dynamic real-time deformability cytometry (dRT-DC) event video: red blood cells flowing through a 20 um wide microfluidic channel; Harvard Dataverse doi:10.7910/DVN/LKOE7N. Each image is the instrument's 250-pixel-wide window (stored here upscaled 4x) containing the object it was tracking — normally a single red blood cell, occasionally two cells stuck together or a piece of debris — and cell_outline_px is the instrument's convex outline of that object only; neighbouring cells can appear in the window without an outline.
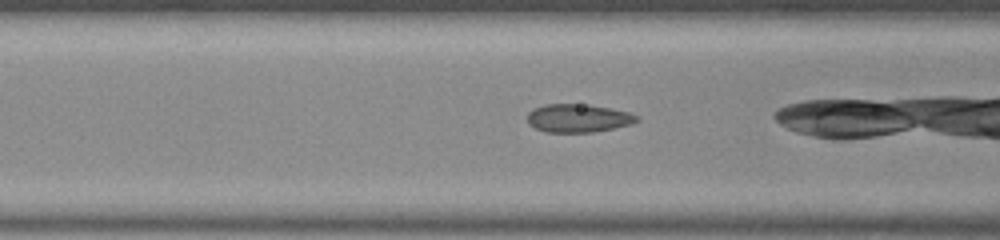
{"species": "common noctule bat (a hibernating species)", "species_latin": "Nyctalus noctula", "temperature_condition": "room temperature", "stored_images_in_passage": 28, "camera_frame_rate_fps": 3000, "um_per_image_px": 0.085, "animal": {"sex": "male", "body_mass_g": 20.0, "forearm_length_mm": 53.3}, "frame": {"image": 1, "passage_image": 7, "time_ms": 2.0, "image_size_px": [1000, 240], "cell_outline_px": [[640, 120], [632, 124], [592, 132], [544, 132], [528, 124], [528, 112], [532, 108], [544, 104], [588, 104], [632, 112], [640, 116]], "centroid_in_image_um": [49.17, 10.03], "position_along_channel_um": 117.4, "area_um2": 18.26}}
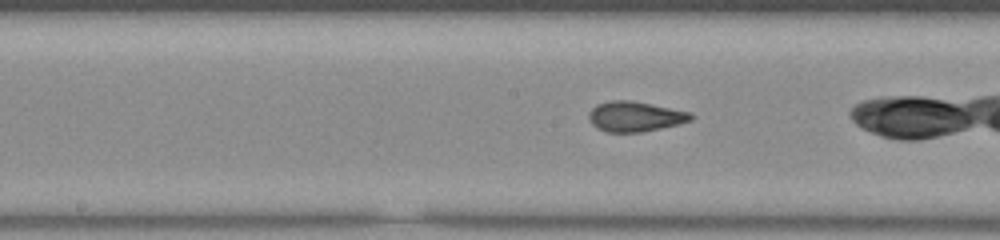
{"frame": {"image": 2, "passage_image": 13, "time_ms": 4.0, "image_size_px": [1000, 240], "cell_outline_px": [[696, 116], [692, 120], [680, 124], [640, 132], [608, 132], [596, 128], [592, 124], [588, 116], [588, 112], [596, 104], [612, 100], [632, 100], [692, 112]], "centroid_in_image_um": [54.01, 9.89], "position_along_channel_um": 194.2, "area_um2": 18.15}}
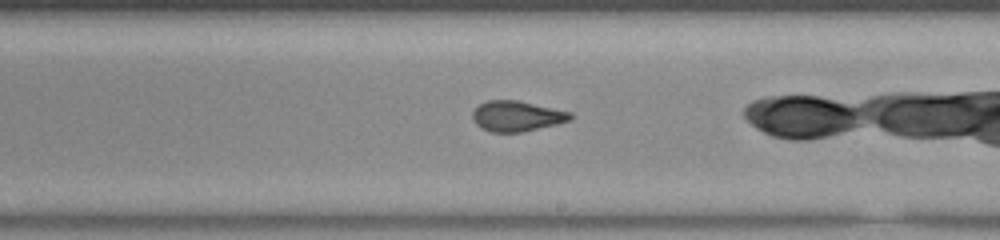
{"frame": {"image": 3, "passage_image": 17, "time_ms": 5.333, "image_size_px": [1000, 240], "cell_outline_px": [[572, 120], [556, 124], [520, 132], [492, 132], [476, 124], [472, 116], [472, 112], [480, 104], [488, 100], [516, 100], [572, 112]], "centroid_in_image_um": [43.94, 9.86], "position_along_channel_um": 245.1, "area_um2": 17.11}}